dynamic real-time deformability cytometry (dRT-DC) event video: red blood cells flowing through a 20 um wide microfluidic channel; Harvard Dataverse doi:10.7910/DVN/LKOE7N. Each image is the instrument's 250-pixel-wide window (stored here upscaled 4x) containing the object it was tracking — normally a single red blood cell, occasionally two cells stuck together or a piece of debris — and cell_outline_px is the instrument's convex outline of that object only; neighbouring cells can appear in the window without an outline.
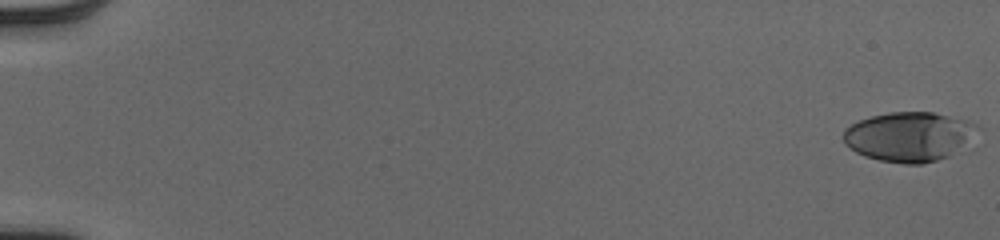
{"species": "human", "species_latin": "Homo sapiens", "temperature_condition": "cold", "stored_images_in_passage": 53, "camera_frame_rate_fps": 3000, "um_per_image_px": 0.085, "donor": {"sex": "male"}, "frame": {"image": 1, "passage_image": 1, "time_ms": 0.0, "image_size_px": [1000, 240], "cell_outline_px": [[980, 128], [948, 156], [936, 160], [920, 164], [904, 164], [880, 160], [864, 156], [856, 152], [844, 144], [844, 128], [860, 120], [872, 116], [888, 112], [932, 112], [964, 120], [976, 124]], "centroid_in_image_um": [77.19, 11.61], "position_along_channel_um": 7.8, "area_um2": 37.92}}
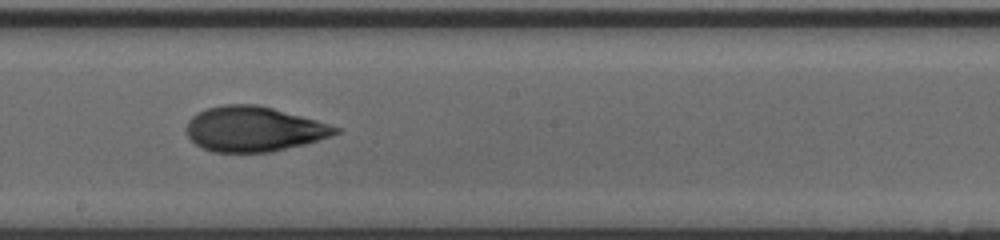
{"frame": {"image": 2, "passage_image": 32, "time_ms": 10.333, "image_size_px": [1000, 240], "cell_outline_px": [[340, 132], [332, 136], [304, 144], [268, 152], [212, 152], [196, 144], [188, 136], [184, 128], [188, 120], [196, 112], [208, 108], [224, 104], [256, 104], [272, 108], [316, 120], [340, 128]], "centroid_in_image_um": [21.53, 10.96], "position_along_channel_um": 226.7, "area_um2": 38.96}}
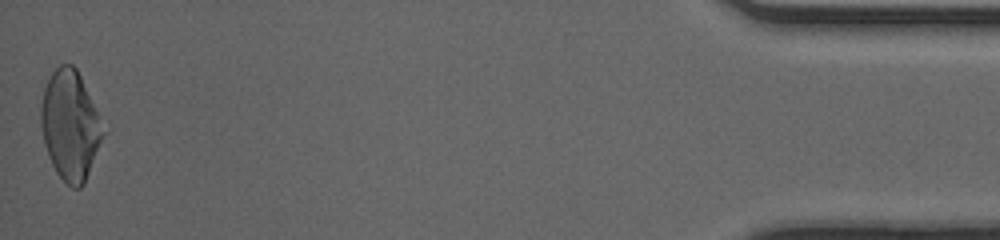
{"frame": {"image": 3, "passage_image": 53, "time_ms": 17.333, "image_size_px": [1000, 240], "cell_outline_px": [[104, 132], [84, 184], [80, 188], [72, 188], [56, 172], [48, 156], [44, 144], [40, 124], [40, 108], [44, 88], [52, 72], [60, 64], [72, 64], [76, 68], [80, 76], [96, 112]], "centroid_in_image_um": [5.91, 10.66], "position_along_channel_um": 429.3, "area_um2": 38.73}, "authors_computed_cell_mechanics": {"area_um2": 37.5122, "velocity_mm_per_s": 4.0741, "shape_relaxation_time_tau1_ms": 4.3639, "shape_relaxation_time_tau2_ms": 1.6301, "deformation_change_tau1": 0.2011, "deformation_change_tau2": 0.0768}}